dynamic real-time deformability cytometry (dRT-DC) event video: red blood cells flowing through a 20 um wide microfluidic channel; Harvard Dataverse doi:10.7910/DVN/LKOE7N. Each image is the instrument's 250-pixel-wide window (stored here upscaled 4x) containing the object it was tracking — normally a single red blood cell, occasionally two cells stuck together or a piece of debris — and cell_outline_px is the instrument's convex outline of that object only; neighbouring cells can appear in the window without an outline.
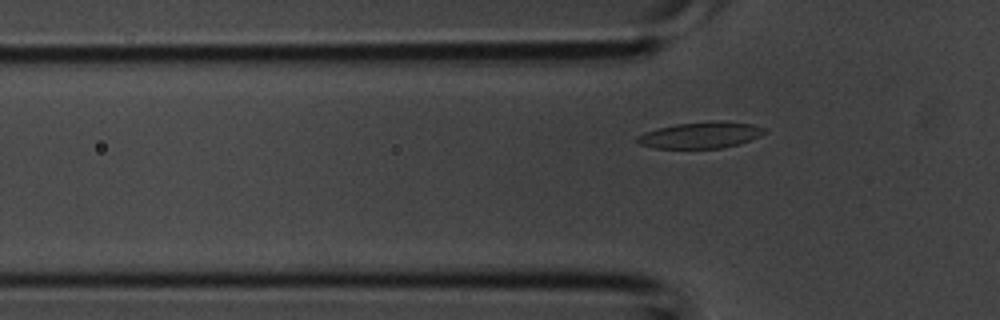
{"species": "common noctule bat (a hibernating species)", "species_latin": "Nyctalus noctula", "temperature_condition": "room temperature", "stored_images_in_passage": 5, "segment_of_instrument_passage": [2, 2], "camera_frame_rate_fps": 3000, "um_per_image_px": 0.085, "animal": {"sex": "male", "body_mass_g": 20.1, "forearm_length_mm": 53.5}, "frame": {"image": 1, "passage_image": 5, "time_ms": 1.333, "image_size_px": [1000, 320], "cell_outline_px": [[768, 132], [760, 136], [740, 144], [720, 148], [656, 148], [640, 144], [636, 140], [636, 136], [644, 132], [656, 128], [676, 124], [716, 120], [724, 120], [752, 124], [764, 128]], "centroid_in_image_um": [59.58, 11.47], "position_along_channel_um": 66.2, "area_um2": 19.71}}